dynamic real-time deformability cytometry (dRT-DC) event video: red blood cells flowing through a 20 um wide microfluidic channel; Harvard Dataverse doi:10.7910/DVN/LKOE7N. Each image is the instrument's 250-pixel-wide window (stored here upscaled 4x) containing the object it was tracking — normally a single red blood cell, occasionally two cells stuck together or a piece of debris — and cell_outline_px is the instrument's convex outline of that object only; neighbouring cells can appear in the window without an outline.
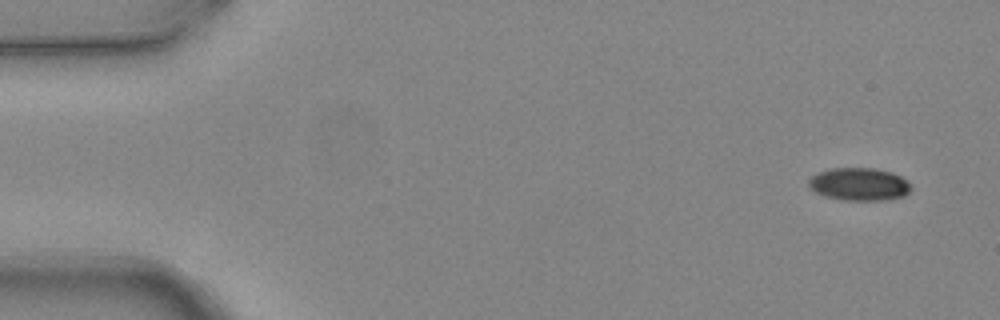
{"species": "common noctule bat (a hibernating species)", "species_latin": "Nyctalus noctula", "temperature_condition": "warm", "stored_images_in_passage": 7, "camera_frame_rate_fps": 3000, "um_per_image_px": 0.085, "animal": {"sex": "female", "body_mass_g": 24.6, "forearm_length_mm": 56.2}, "frame": {"image": 1, "passage_image": 1, "time_ms": 0.0, "image_size_px": [1000, 320], "cell_outline_px": [[912, 188], [904, 196], [884, 200], [844, 200], [824, 196], [808, 188], [808, 180], [812, 176], [820, 172], [832, 168], [876, 168], [892, 172], [908, 180]], "centroid_in_image_um": [73.04, 15.65], "position_along_channel_um": 12.0, "area_um2": 19.65}}
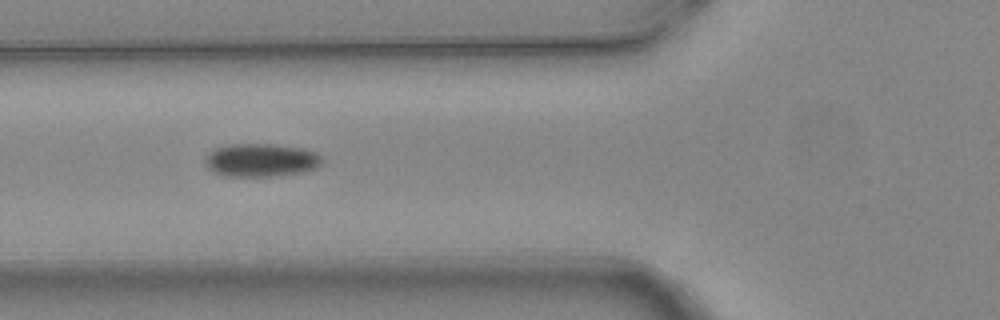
{"frame": {"image": 2, "passage_image": 5, "time_ms": 1.333, "image_size_px": [1000, 320], "cell_outline_px": [[324, 160], [316, 168], [304, 172], [276, 176], [224, 176], [208, 168], [204, 164], [204, 156], [216, 148], [228, 144], [272, 144], [304, 148], [316, 152]], "centroid_in_image_um": [22.19, 13.61], "position_along_channel_um": 103.6, "area_um2": 22.83}}
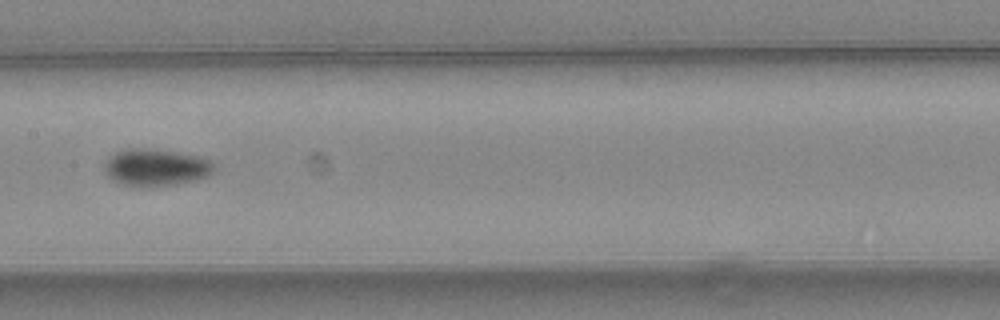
{"frame": {"image": 3, "passage_image": 7, "time_ms": 2.0, "image_size_px": [1000, 320], "cell_outline_px": [[212, 172], [208, 176], [176, 184], [124, 184], [112, 180], [108, 176], [104, 168], [104, 164], [116, 152], [128, 148], [144, 148], [172, 152], [196, 156], [208, 160], [212, 164]], "centroid_in_image_um": [13.21, 14.2], "position_along_channel_um": 194.2, "area_um2": 22.43}}